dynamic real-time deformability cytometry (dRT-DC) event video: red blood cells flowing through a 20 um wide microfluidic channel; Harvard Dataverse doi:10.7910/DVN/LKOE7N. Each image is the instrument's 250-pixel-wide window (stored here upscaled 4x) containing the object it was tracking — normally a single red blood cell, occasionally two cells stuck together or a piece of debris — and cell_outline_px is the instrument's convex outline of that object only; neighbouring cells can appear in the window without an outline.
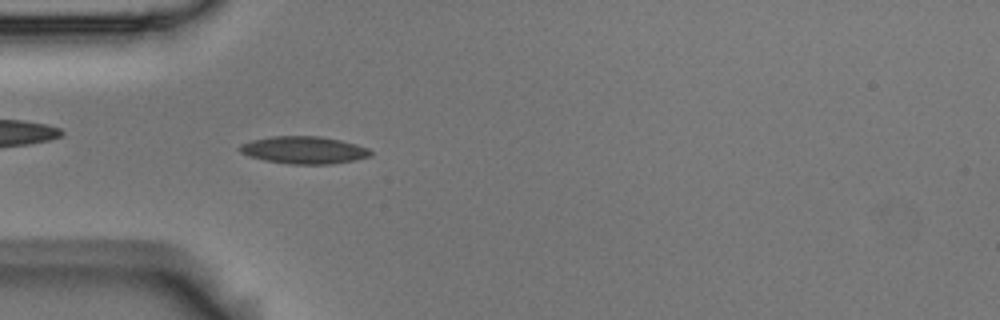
{"species": "Egyptian fruit bat (a non-hibernating species)", "species_latin": "Rousettus aegyptiacus", "temperature_condition": "room temperature", "stored_images_in_passage": 53, "camera_frame_rate_fps": 3000, "um_per_image_px": 0.085, "animal": {"sex": "male"}, "frame": {"image": 1, "passage_image": 15, "time_ms": 4.667, "image_size_px": [1000, 320], "cell_outline_px": [[372, 156], [332, 164], [288, 164], [264, 160], [248, 156], [240, 152], [236, 148], [240, 144], [252, 140], [272, 136], [320, 136], [340, 140], [356, 144], [368, 148], [372, 152]], "centroid_in_image_um": [25.8, 12.75], "position_along_channel_um": 59.2, "area_um2": 20.98}}
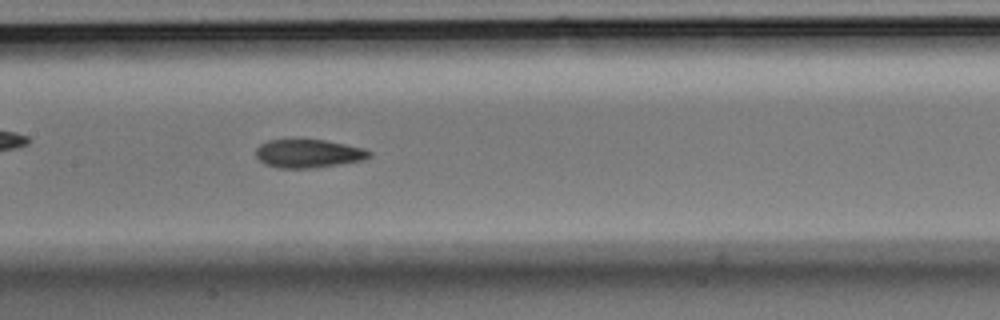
{"frame": {"image": 2, "passage_image": 25, "time_ms": 8.0, "image_size_px": [1000, 320], "cell_outline_px": [[372, 156], [364, 160], [312, 168], [276, 168], [264, 164], [256, 156], [256, 148], [260, 144], [268, 140], [324, 140], [364, 148], [372, 152]], "centroid_in_image_um": [26.21, 13.06], "position_along_channel_um": 181.2, "area_um2": 18.73}}
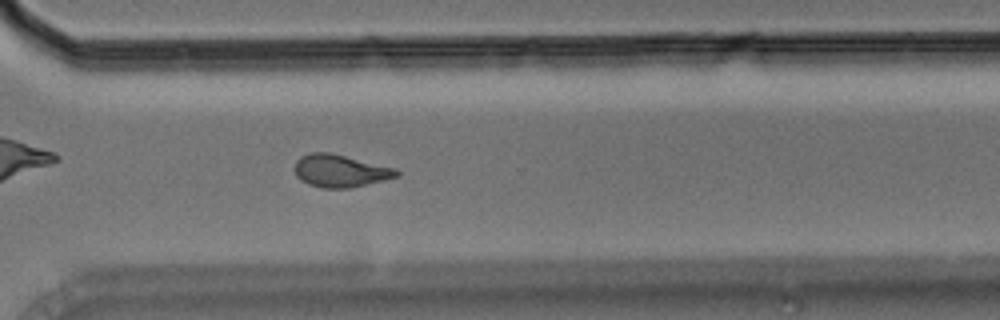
{"frame": {"image": 3, "passage_image": 38, "time_ms": 12.333, "image_size_px": [1000, 320], "cell_outline_px": [[400, 176], [352, 188], [320, 188], [308, 184], [300, 180], [296, 176], [292, 168], [296, 160], [300, 156], [312, 152], [328, 152], [396, 168], [400, 172]], "centroid_in_image_um": [28.88, 14.53], "position_along_channel_um": 341.7, "area_um2": 19.59}, "authors_computed_cell_mechanics": {"area_um2": 19.2474, "velocity_mm_per_s": 3.7174, "shape_relaxation_time_tau1_ms": 7.6467, "shape_relaxation_time_tau2_ms": 2.4761, "deformation_change_tau1": 0.168, "deformation_change_tau2": 0.0836}}